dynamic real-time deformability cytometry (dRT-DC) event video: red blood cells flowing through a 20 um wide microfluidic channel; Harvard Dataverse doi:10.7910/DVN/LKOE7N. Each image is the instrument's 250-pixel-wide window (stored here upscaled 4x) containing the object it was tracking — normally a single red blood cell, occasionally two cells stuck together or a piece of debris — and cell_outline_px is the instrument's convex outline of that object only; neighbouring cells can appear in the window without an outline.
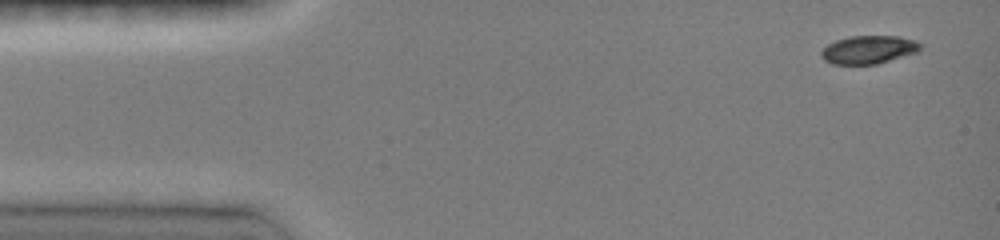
{"species": "common noctule bat (a hibernating species)", "species_latin": "Nyctalus noctula", "temperature_condition": "room temperature", "stored_images_in_passage": 9, "camera_frame_rate_fps": 3000, "um_per_image_px": 0.085, "animal": {"sex": "female", "body_mass_g": 19.0, "forearm_length_mm": 51.5}, "frame": {"image": 1, "passage_image": 1, "time_ms": 0.0, "image_size_px": [1000, 240], "cell_outline_px": [[920, 48], [916, 52], [876, 64], [832, 64], [824, 60], [820, 56], [820, 52], [828, 44], [836, 40], [852, 36], [900, 36], [916, 40], [920, 44]], "centroid_in_image_um": [73.8, 4.22], "position_along_channel_um": 11.2, "area_um2": 16.13}}
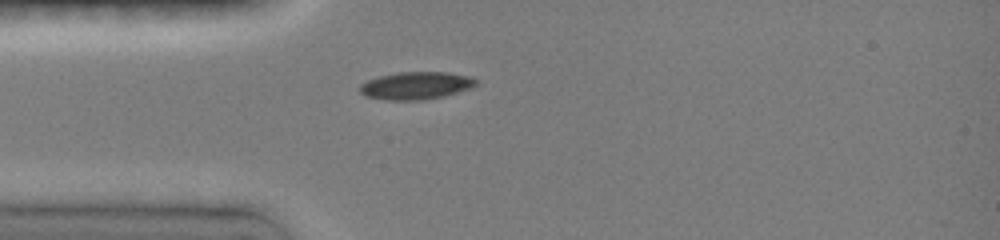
{"frame": {"image": 2, "passage_image": 6, "time_ms": 3.333, "image_size_px": [1000, 240], "cell_outline_px": [[476, 84], [472, 88], [444, 96], [424, 100], [388, 100], [364, 96], [360, 92], [360, 84], [368, 80], [380, 76], [396, 72], [448, 72], [472, 76], [476, 80]], "centroid_in_image_um": [35.37, 7.27], "position_along_channel_um": 49.6, "area_um2": 18.79}}